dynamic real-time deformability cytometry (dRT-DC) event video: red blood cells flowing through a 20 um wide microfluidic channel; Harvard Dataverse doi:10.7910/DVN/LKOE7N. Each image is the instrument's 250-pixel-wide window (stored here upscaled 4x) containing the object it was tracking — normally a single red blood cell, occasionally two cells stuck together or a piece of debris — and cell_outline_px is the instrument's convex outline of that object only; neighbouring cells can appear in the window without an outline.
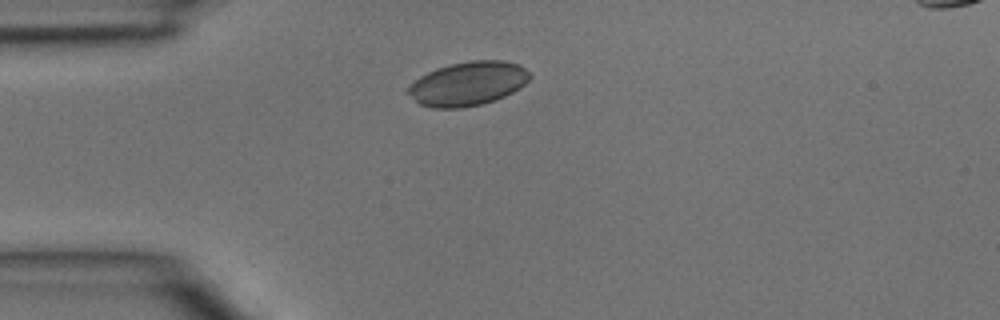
{"species": "common noctule bat (a hibernating species)", "species_latin": "Nyctalus noctula", "temperature_condition": "room temperature", "stored_images_in_passage": 1, "camera_frame_rate_fps": 3000, "um_per_image_px": 0.085, "animal": {"sex": "male", "body_mass_g": 15.6}, "frame": {"image": 1, "passage_image": 1, "time_ms": 0.0, "image_size_px": [1000, 320], "cell_outline_px": [[532, 76], [520, 88], [496, 100], [484, 104], [464, 108], [432, 108], [420, 104], [408, 92], [408, 88], [420, 76], [436, 68], [452, 64], [472, 60], [504, 60], [520, 64], [532, 72]], "centroid_in_image_um": [39.84, 7.1], "position_along_channel_um": 45.2, "area_um2": 31.27}}